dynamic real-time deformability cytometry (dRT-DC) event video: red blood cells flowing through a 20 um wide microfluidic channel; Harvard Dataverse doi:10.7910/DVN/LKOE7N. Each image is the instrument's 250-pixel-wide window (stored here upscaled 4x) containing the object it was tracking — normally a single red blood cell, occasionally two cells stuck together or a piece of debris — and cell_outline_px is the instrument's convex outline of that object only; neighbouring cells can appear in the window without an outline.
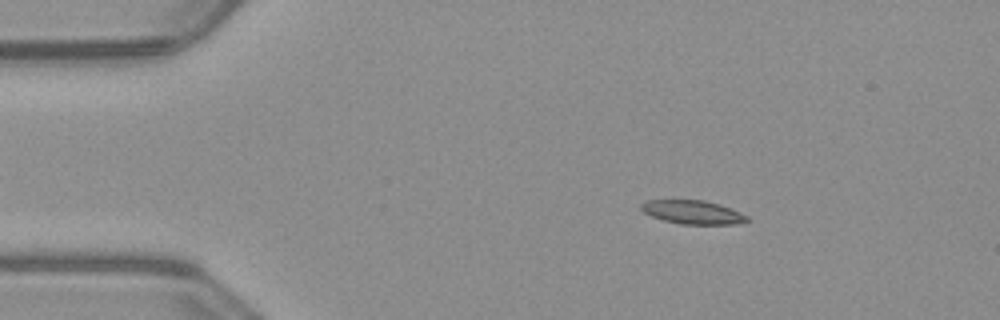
{"species": "common noctule bat (a hibernating species)", "species_latin": "Nyctalus noctula", "temperature_condition": "warm", "stored_images_in_passage": 51, "camera_frame_rate_fps": 3000, "um_per_image_px": 0.085, "animal": {"sex": "male", "body_mass_g": 23.1, "forearm_length_mm": 52.7}, "frame": {"image": 1, "passage_image": 8, "time_ms": 2.333, "image_size_px": [1000, 320], "cell_outline_px": [[748, 220], [736, 224], [680, 224], [664, 220], [652, 216], [644, 212], [640, 208], [640, 204], [648, 200], [704, 200], [720, 204], [740, 212], [748, 216]], "centroid_in_image_um": [58.88, 18.03], "position_along_channel_um": 26.1, "area_um2": 14.51}}
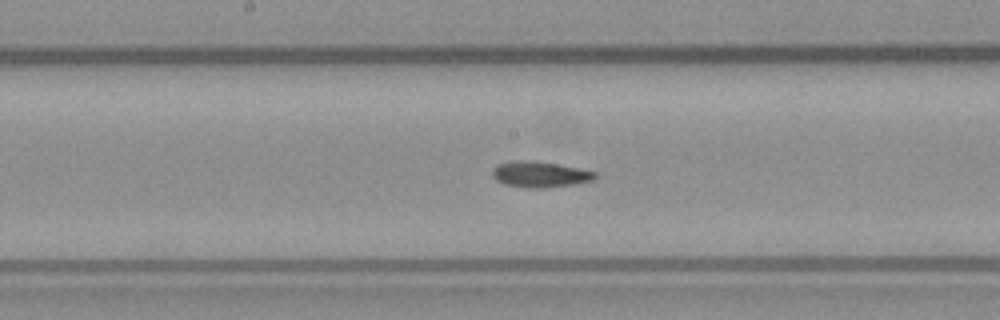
{"frame": {"image": 2, "passage_image": 26, "time_ms": 8.333, "image_size_px": [1000, 320], "cell_outline_px": [[596, 176], [592, 180], [572, 184], [548, 188], [528, 188], [504, 184], [496, 180], [492, 176], [492, 168], [496, 164], [512, 160], [532, 160], [580, 168], [596, 172]], "centroid_in_image_um": [45.83, 14.81], "position_along_channel_um": 202.4, "area_um2": 15.61}}
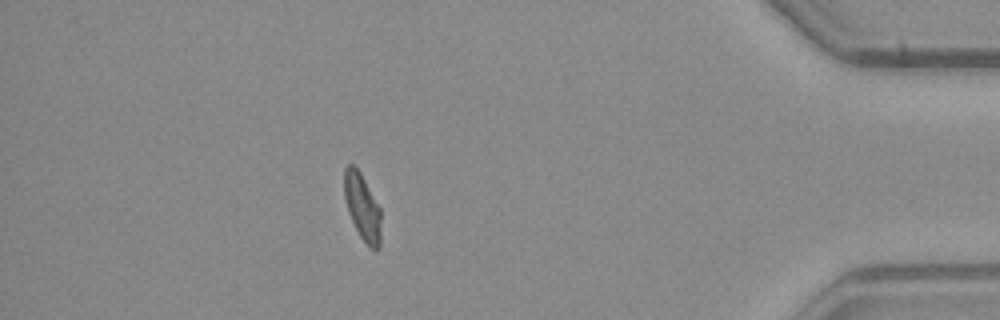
{"frame": {"image": 3, "passage_image": 45, "time_ms": 14.667, "image_size_px": [1000, 320], "cell_outline_px": [[380, 248], [376, 252], [360, 236], [348, 212], [344, 196], [344, 168], [348, 164], [352, 164], [360, 172], [380, 208]], "centroid_in_image_um": [30.79, 17.58], "position_along_channel_um": 404.4, "area_um2": 14.05}, "authors_computed_cell_mechanics": {"area_um2": 14.9124, "velocity_mm_per_s": 4.0129, "shape_relaxation_time_tau1_ms": null, "shape_relaxation_time_tau2_ms": 6.19, "deformation_change_tau1": null, "deformation_change_tau2": 0.1184}}